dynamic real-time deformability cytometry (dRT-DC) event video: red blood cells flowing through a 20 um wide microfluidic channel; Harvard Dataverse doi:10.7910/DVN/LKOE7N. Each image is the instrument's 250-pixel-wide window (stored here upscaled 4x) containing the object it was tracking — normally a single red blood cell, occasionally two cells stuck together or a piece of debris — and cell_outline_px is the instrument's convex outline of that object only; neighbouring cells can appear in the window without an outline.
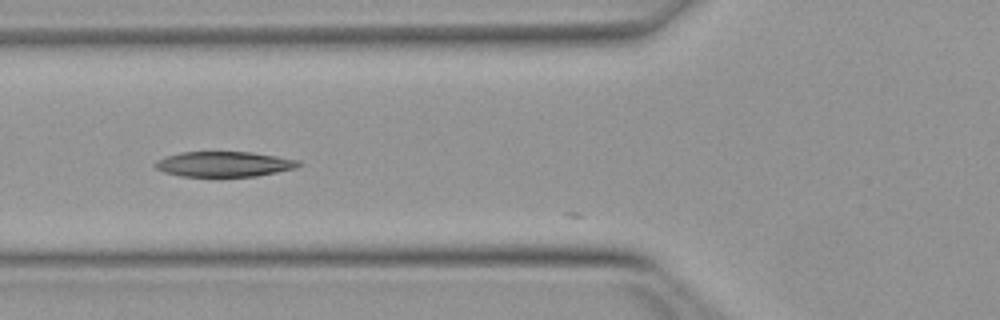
{"species": "Egyptian fruit bat (a non-hibernating species)", "species_latin": "Rousettus aegyptiacus", "temperature_condition": "warm", "stored_images_in_passage": 16, "camera_frame_rate_fps": 3000, "um_per_image_px": 0.085, "animal": {"sex": "female"}, "frame": {"image": 1, "passage_image": 7, "time_ms": 2.0, "image_size_px": [1000, 320], "cell_outline_px": [[304, 164], [296, 168], [256, 176], [180, 176], [164, 172], [156, 168], [152, 164], [156, 160], [164, 156], [180, 152], [252, 152], [300, 160]], "centroid_in_image_um": [19.03, 13.94], "position_along_channel_um": 106.8, "area_um2": 21.21}}
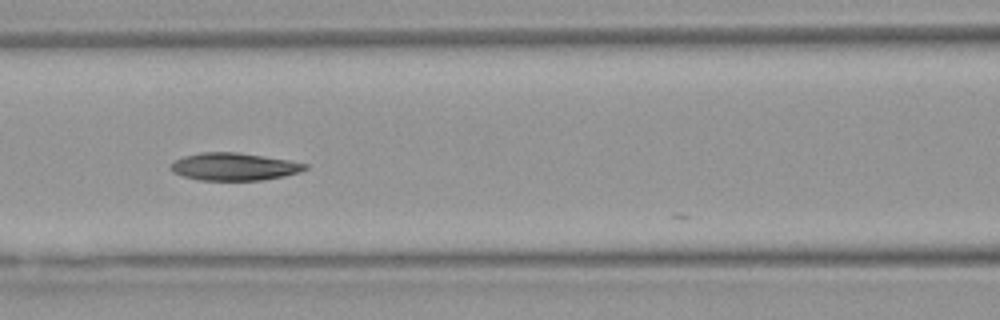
{"frame": {"image": 2, "passage_image": 10, "time_ms": 3.0, "image_size_px": [1000, 320], "cell_outline_px": [[308, 168], [300, 172], [284, 176], [264, 180], [200, 180], [184, 176], [172, 172], [168, 168], [176, 160], [184, 156], [200, 152], [240, 152], [288, 160], [308, 164]], "centroid_in_image_um": [19.91, 14.16], "position_along_channel_um": 146.7, "area_um2": 21.62}}
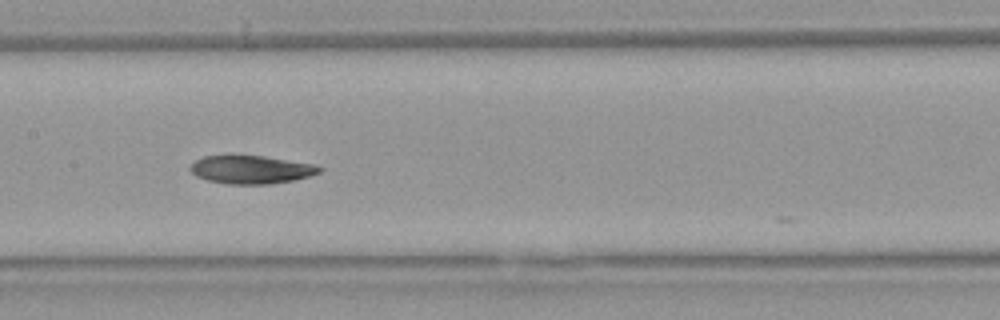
{"frame": {"image": 3, "passage_image": 13, "time_ms": 4.0, "image_size_px": [1000, 320], "cell_outline_px": [[324, 168], [320, 172], [308, 176], [292, 180], [272, 184], [228, 184], [208, 180], [196, 176], [188, 168], [196, 160], [204, 156], [228, 152], [232, 152], [264, 156], [316, 164]], "centroid_in_image_um": [21.3, 14.36], "position_along_channel_um": 186.1, "area_um2": 22.02}}